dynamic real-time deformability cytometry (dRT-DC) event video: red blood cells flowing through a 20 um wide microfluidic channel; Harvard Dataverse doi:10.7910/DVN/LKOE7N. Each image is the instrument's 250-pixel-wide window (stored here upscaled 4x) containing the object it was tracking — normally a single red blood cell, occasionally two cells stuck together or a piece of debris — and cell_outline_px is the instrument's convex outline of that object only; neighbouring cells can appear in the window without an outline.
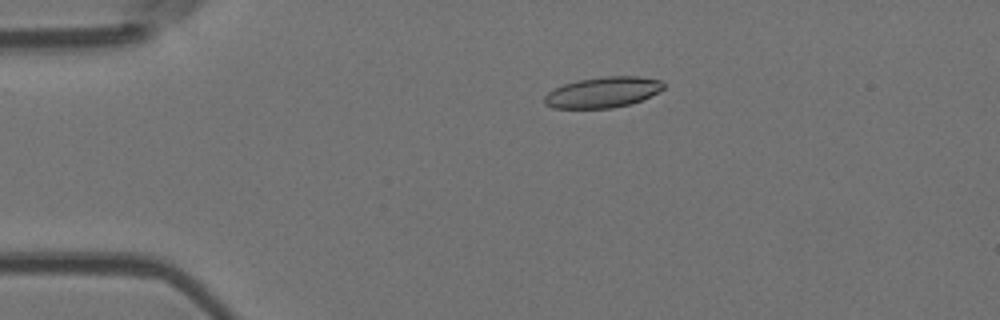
{"species": "Egyptian fruit bat (a non-hibernating species)", "species_latin": "Rousettus aegyptiacus", "temperature_condition": "room temperature", "stored_images_in_passage": 5, "camera_frame_rate_fps": 3000, "um_per_image_px": 0.085, "animal": {"sex": "female"}, "frame": {"image": 1, "passage_image": 1, "time_ms": 0.0, "image_size_px": [1000, 320], "cell_outline_px": [[664, 88], [660, 92], [632, 104], [612, 108], [552, 108], [544, 104], [544, 96], [548, 92], [564, 84], [576, 80], [604, 76], [640, 76], [660, 80], [664, 84]], "centroid_in_image_um": [51.26, 7.84], "position_along_channel_um": 33.7, "area_um2": 21.5}}
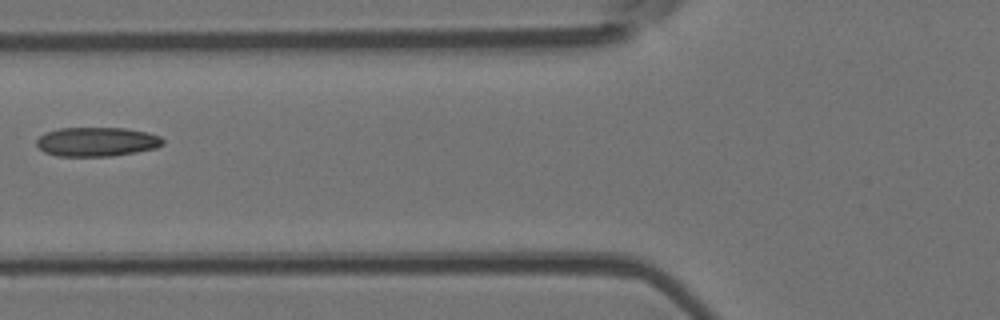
{"frame": {"image": 2, "passage_image": 4, "time_ms": 3.333, "image_size_px": [1000, 320], "cell_outline_px": [[164, 144], [156, 148], [136, 152], [112, 156], [56, 156], [44, 152], [36, 144], [36, 140], [40, 136], [48, 132], [60, 128], [124, 128], [148, 132], [160, 136], [164, 140]], "centroid_in_image_um": [8.25, 12.05], "position_along_channel_um": 117.5, "area_um2": 21.5}}
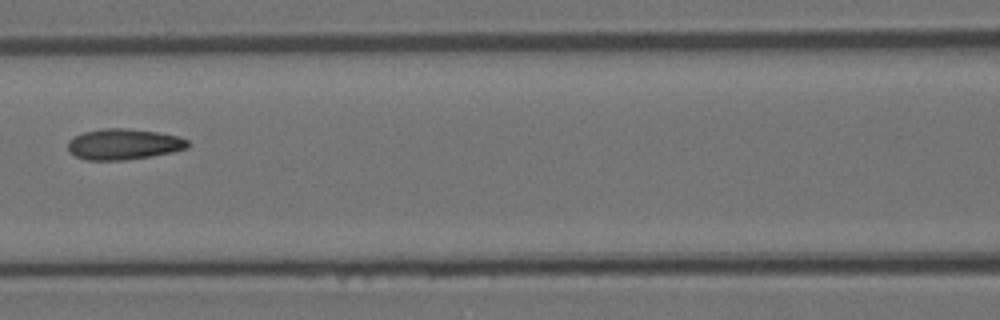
{"frame": {"image": 3, "passage_image": 5, "time_ms": 4.333, "image_size_px": [1000, 320], "cell_outline_px": [[188, 148], [172, 152], [124, 160], [84, 160], [68, 152], [68, 140], [84, 132], [104, 128], [128, 128], [156, 132], [176, 136], [188, 140]], "centroid_in_image_um": [10.47, 12.26], "position_along_channel_um": 156.1, "area_um2": 21.39}}